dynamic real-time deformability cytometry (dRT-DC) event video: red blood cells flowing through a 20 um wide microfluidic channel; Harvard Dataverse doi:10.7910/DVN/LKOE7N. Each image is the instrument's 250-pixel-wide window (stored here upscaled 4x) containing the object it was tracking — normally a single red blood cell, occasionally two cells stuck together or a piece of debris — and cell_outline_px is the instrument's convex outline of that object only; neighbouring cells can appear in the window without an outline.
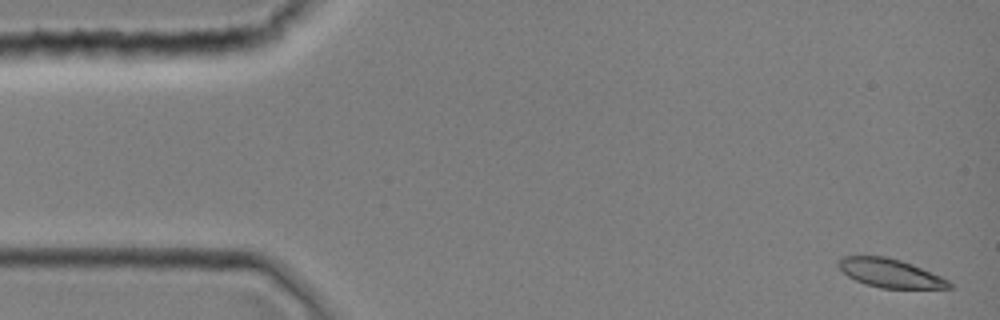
{"species": "common noctule bat (a hibernating species)", "species_latin": "Nyctalus noctula", "temperature_condition": "room temperature", "stored_images_in_passage": 7, "camera_frame_rate_fps": 3000, "um_per_image_px": 0.085, "animal": {"sex": "female", "body_mass_g": 19.0, "forearm_length_mm": 51.5}, "frame": {"image": 1, "passage_image": 1, "time_ms": 0.0, "image_size_px": [1000, 320], "cell_outline_px": [[952, 288], [880, 288], [856, 280], [848, 276], [836, 264], [836, 260], [844, 256], [884, 256], [900, 260], [912, 264], [940, 276], [948, 280], [952, 284]], "centroid_in_image_um": [75.64, 23.21], "position_along_channel_um": 9.4, "area_um2": 18.26}}